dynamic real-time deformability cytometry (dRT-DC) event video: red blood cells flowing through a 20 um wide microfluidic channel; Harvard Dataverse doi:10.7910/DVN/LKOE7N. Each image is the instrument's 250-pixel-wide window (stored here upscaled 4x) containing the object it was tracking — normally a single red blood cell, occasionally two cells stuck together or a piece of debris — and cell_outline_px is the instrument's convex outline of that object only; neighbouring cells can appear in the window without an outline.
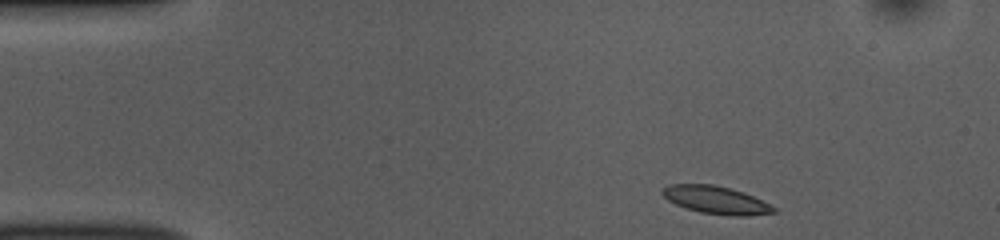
{"species": "common noctule bat (a hibernating species)", "species_latin": "Nyctalus noctula", "temperature_condition": "room temperature", "stored_images_in_passage": 46, "camera_frame_rate_fps": 3000, "um_per_image_px": 0.085, "animal": {"sex": "female", "body_mass_g": 10.0, "forearm_length_mm": 53.1}, "frame": {"image": 1, "passage_image": 1, "time_ms": 0.0, "image_size_px": [1000, 240], "cell_outline_px": [[776, 212], [748, 216], [728, 216], [700, 212], [676, 204], [668, 200], [660, 192], [668, 184], [712, 184], [744, 192], [776, 208]], "centroid_in_image_um": [60.85, 17.0], "position_along_channel_um": 24.2, "area_um2": 17.8}}
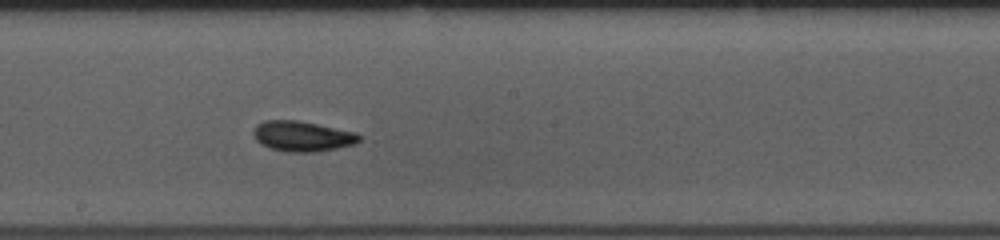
{"frame": {"image": 2, "passage_image": 22, "time_ms": 7.0, "image_size_px": [1000, 240], "cell_outline_px": [[364, 136], [360, 140], [352, 144], [336, 148], [316, 152], [288, 152], [272, 148], [260, 144], [256, 140], [252, 132], [256, 124], [264, 120], [296, 120], [356, 132]], "centroid_in_image_um": [25.68, 11.57], "position_along_channel_um": 222.5, "area_um2": 18.67}}
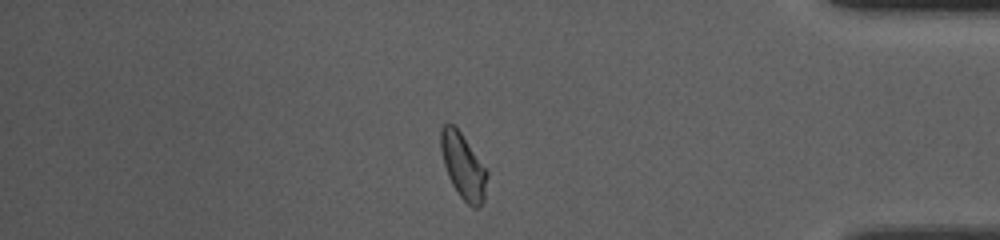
{"frame": {"image": 3, "passage_image": 38, "time_ms": 12.333, "image_size_px": [1000, 240], "cell_outline_px": [[488, 176], [484, 200], [476, 208], [472, 208], [460, 196], [452, 184], [448, 176], [444, 164], [440, 148], [440, 128], [444, 124], [452, 124], [460, 132], [488, 172]], "centroid_in_image_um": [39.36, 14.13], "position_along_channel_um": 395.8, "area_um2": 17.4}, "authors_computed_cell_mechanics": {"area_um2": 17.8602, "velocity_mm_per_s": 3.8252, "shape_relaxation_time_tau1_ms": 7.6637, "shape_relaxation_time_tau2_ms": 1.9385, "deformation_change_tau1": 0.1381, "deformation_change_tau2": 0.0725}}